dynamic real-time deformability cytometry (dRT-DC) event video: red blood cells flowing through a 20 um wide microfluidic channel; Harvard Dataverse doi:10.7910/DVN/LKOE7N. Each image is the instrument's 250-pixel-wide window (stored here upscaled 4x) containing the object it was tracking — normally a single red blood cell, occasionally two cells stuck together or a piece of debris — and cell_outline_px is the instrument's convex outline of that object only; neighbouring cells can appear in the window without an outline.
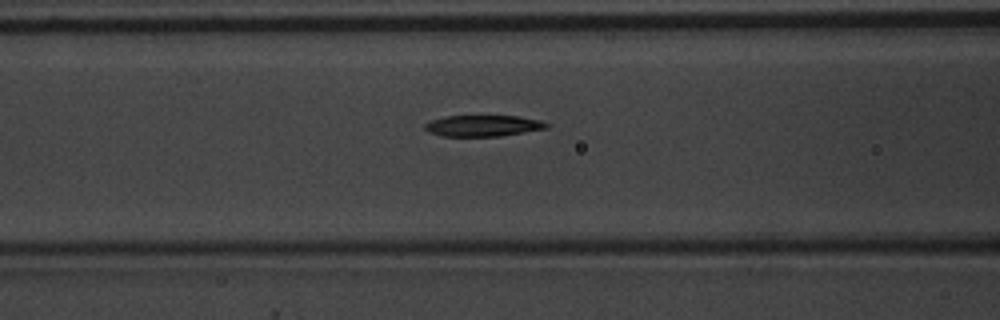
{"species": "common noctule bat (a hibernating species)", "species_latin": "Nyctalus noctula", "temperature_condition": "warm", "stored_images_in_passage": 42, "camera_frame_rate_fps": 3000, "um_per_image_px": 0.085, "animal": {"sex": "male", "body_mass_g": 20.1, "forearm_length_mm": 53.5}, "frame": {"image": 1, "passage_image": 12, "time_ms": 3.667, "image_size_px": [1000, 320], "cell_outline_px": [[548, 128], [500, 136], [440, 136], [428, 132], [424, 128], [424, 124], [432, 120], [444, 116], [516, 116], [540, 120], [548, 124]], "centroid_in_image_um": [41.02, 10.69], "position_along_channel_um": 125.6, "area_um2": 14.97}}
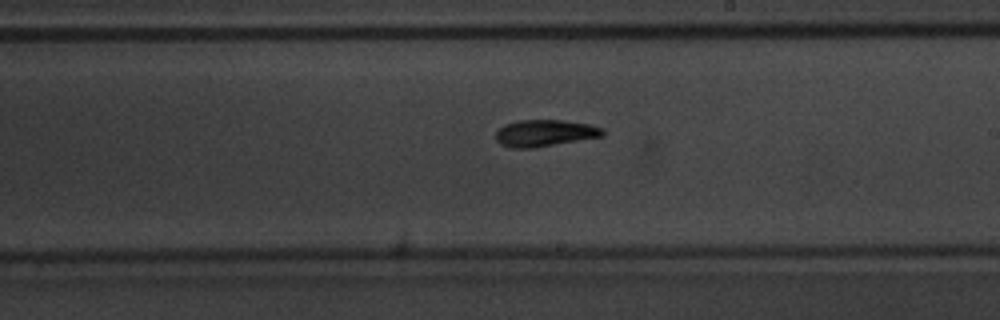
{"frame": {"image": 2, "passage_image": 21, "time_ms": 6.667, "image_size_px": [1000, 320], "cell_outline_px": [[604, 136], [532, 148], [512, 148], [500, 144], [496, 140], [496, 132], [504, 124], [520, 120], [560, 120], [588, 124], [604, 128]], "centroid_in_image_um": [46.3, 11.31], "position_along_channel_um": 242.7, "area_um2": 16.59}}
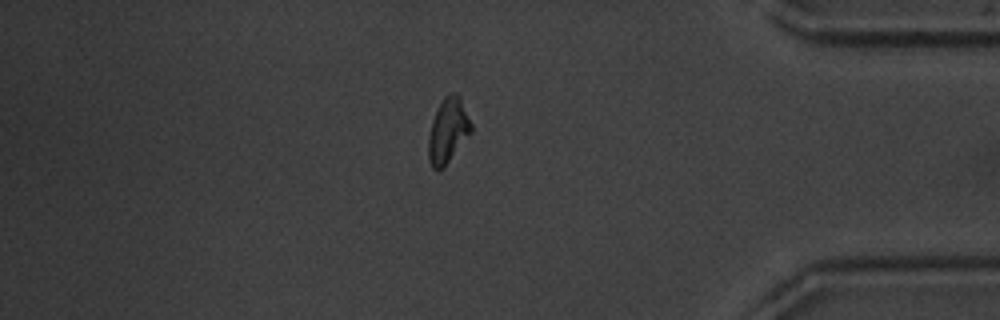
{"frame": {"image": 3, "passage_image": 35, "time_ms": 11.333, "image_size_px": [1000, 320], "cell_outline_px": [[472, 132], [448, 160], [440, 168], [432, 168], [428, 160], [428, 136], [432, 120], [444, 96], [452, 92], [456, 92], [460, 96], [472, 124]], "centroid_in_image_um": [38.08, 11.05], "position_along_channel_um": 397.1, "area_um2": 15.84}}